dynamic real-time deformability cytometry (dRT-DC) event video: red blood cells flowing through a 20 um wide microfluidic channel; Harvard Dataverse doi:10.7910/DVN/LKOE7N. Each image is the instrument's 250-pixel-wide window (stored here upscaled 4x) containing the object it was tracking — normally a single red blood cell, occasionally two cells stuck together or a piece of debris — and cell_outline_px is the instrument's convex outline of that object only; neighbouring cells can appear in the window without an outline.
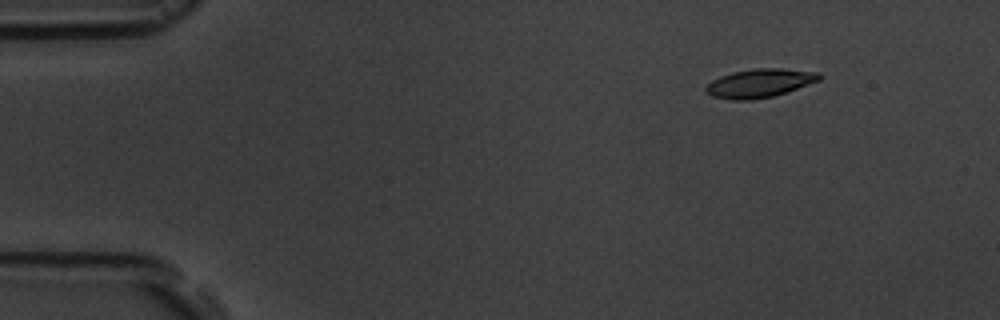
{"species": "common noctule bat (a hibernating species)", "species_latin": "Nyctalus noctula", "temperature_condition": "room temperature", "stored_images_in_passage": 5, "camera_frame_rate_fps": 3000, "um_per_image_px": 0.085, "animal": {"sex": "male", "body_mass_g": 19.5, "forearm_length_mm": 54.6}, "frame": {"image": 1, "passage_image": 2, "time_ms": 2.0, "image_size_px": [1000, 320], "cell_outline_px": [[824, 76], [820, 80], [772, 96], [752, 100], [732, 100], [712, 96], [704, 92], [704, 88], [712, 80], [720, 76], [732, 72], [756, 68], [780, 68], [820, 72]], "centroid_in_image_um": [64.55, 7.06], "position_along_channel_um": 20.4, "area_um2": 18.9}}
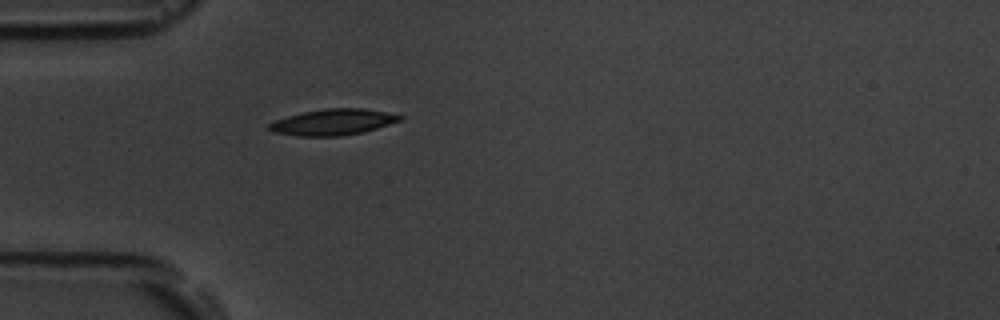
{"frame": {"image": 2, "passage_image": 5, "time_ms": 5.333, "image_size_px": [1000, 320], "cell_outline_px": [[404, 116], [400, 120], [364, 132], [340, 136], [296, 136], [272, 132], [264, 128], [268, 124], [276, 120], [300, 112], [324, 108], [364, 108]], "centroid_in_image_um": [28.22, 10.38], "position_along_channel_um": 56.8, "area_um2": 19.94}}